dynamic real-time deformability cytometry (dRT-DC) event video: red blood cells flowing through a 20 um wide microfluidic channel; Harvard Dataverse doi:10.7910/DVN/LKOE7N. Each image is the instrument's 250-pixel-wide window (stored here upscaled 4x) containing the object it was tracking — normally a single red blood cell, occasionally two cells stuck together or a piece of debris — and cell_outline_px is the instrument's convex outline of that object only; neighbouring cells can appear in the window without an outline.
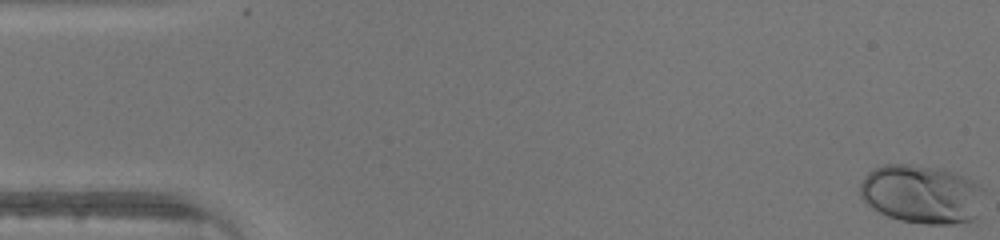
{"species": "human", "species_latin": "Homo sapiens", "temperature_condition": "warm", "stored_images_in_passage": 47, "camera_frame_rate_fps": 3000, "um_per_image_px": 0.085, "donor": {"sex": "male"}, "frame": {"image": 1, "passage_image": 1, "time_ms": 0.0, "image_size_px": [1000, 240], "cell_outline_px": [[984, 192], [976, 220], [952, 224], [924, 224], [900, 220], [888, 216], [872, 208], [860, 196], [860, 184], [864, 176], [868, 172], [884, 164], [908, 164], [944, 168], [956, 172], [980, 184], [984, 188]], "centroid_in_image_um": [78.37, 16.5], "position_along_channel_um": 6.6, "area_um2": 42.89}}
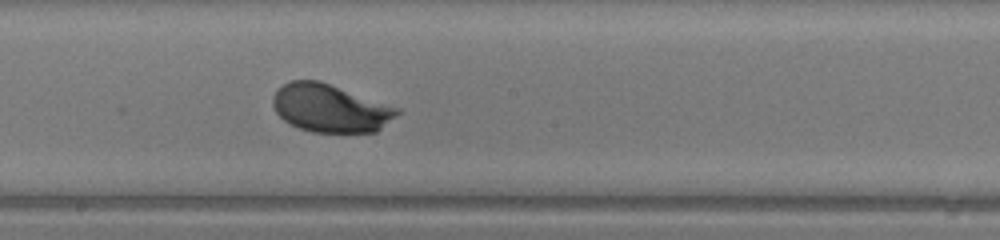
{"frame": {"image": 2, "passage_image": 26, "time_ms": 8.333, "image_size_px": [1000, 240], "cell_outline_px": [[400, 112], [396, 116], [376, 132], [312, 132], [300, 128], [284, 120], [276, 112], [272, 104], [272, 96], [284, 84], [292, 80], [320, 80], [400, 108]], "centroid_in_image_um": [28.08, 9.19], "position_along_channel_um": 220.1, "area_um2": 34.62}}
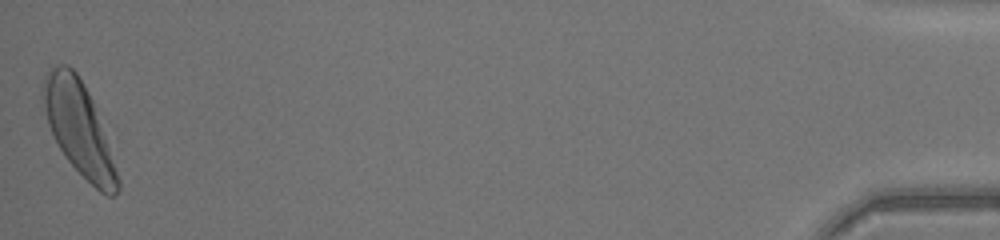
{"frame": {"image": 3, "passage_image": 47, "time_ms": 15.333, "image_size_px": [1000, 240], "cell_outline_px": [[120, 188], [112, 196], [108, 196], [100, 192], [68, 160], [60, 148], [48, 124], [40, 92], [44, 76], [52, 68], [60, 64], [68, 64], [76, 72], [84, 84], [92, 100], [120, 180]], "centroid_in_image_um": [6.67, 10.87], "position_along_channel_um": 428.5, "area_um2": 39.42}}